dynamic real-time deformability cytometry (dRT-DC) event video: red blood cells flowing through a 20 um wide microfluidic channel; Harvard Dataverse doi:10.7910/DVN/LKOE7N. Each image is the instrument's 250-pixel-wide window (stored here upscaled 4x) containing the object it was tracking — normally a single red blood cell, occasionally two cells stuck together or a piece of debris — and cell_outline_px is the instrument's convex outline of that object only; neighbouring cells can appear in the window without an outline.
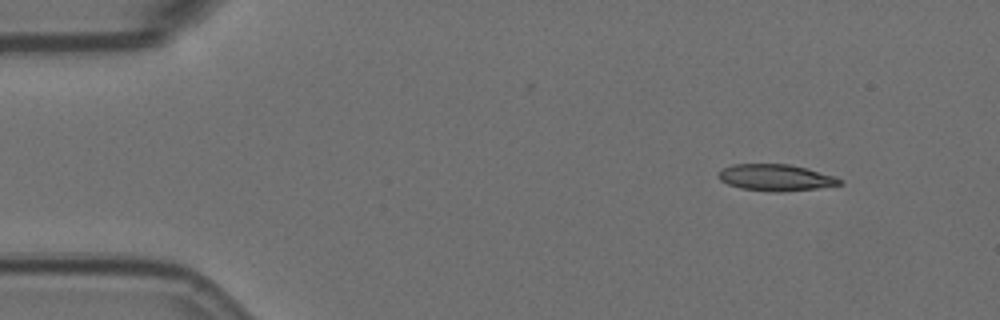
{"species": "Egyptian fruit bat (a non-hibernating species)", "species_latin": "Rousettus aegyptiacus", "temperature_condition": "room temperature", "stored_images_in_passage": 4, "camera_frame_rate_fps": 3000, "um_per_image_px": 0.085, "animal": {"sex": "female"}, "frame": {"image": 1, "passage_image": 1, "time_ms": 0.0, "image_size_px": [1000, 320], "cell_outline_px": [[844, 184], [816, 188], [780, 192], [776, 192], [740, 188], [728, 184], [720, 180], [716, 176], [720, 168], [732, 164], [788, 164], [836, 176], [844, 180]], "centroid_in_image_um": [65.91, 15.09], "position_along_channel_um": 19.1, "area_um2": 18.84}}
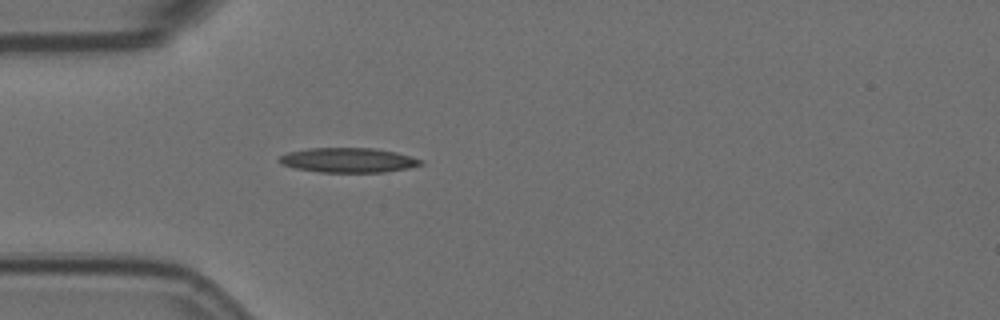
{"frame": {"image": 2, "passage_image": 4, "time_ms": 1.0, "image_size_px": [1000, 320], "cell_outline_px": [[424, 164], [408, 168], [384, 172], [320, 172], [296, 168], [280, 164], [276, 160], [280, 156], [288, 152], [308, 148], [376, 148], [396, 152], [424, 160]], "centroid_in_image_um": [29.6, 13.61], "position_along_channel_um": 55.4, "area_um2": 20.46}}